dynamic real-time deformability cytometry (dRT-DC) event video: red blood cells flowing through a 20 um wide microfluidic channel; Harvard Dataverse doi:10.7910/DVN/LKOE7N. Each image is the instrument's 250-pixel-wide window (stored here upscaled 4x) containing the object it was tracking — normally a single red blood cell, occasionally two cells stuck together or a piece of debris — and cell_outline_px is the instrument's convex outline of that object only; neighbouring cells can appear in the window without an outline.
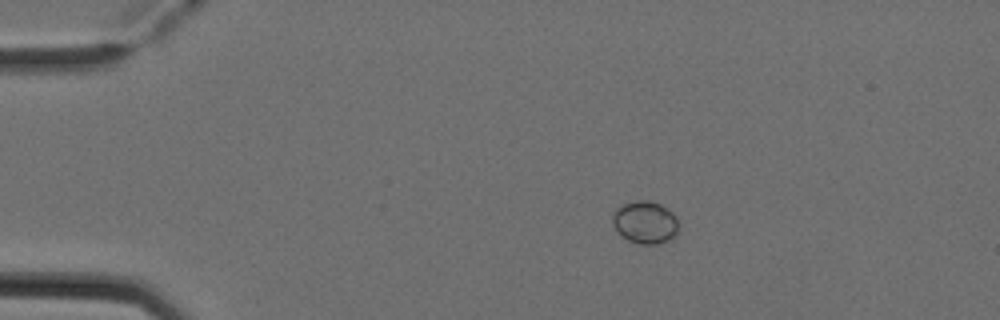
{"species": "Egyptian fruit bat (a non-hibernating species)", "species_latin": "Rousettus aegyptiacus", "temperature_condition": "cold", "stored_images_in_passage": 43, "camera_frame_rate_fps": 3000, "um_per_image_px": 0.085, "animal": {"sex": "female"}, "frame": {"image": 1, "passage_image": 1, "time_ms": 0.0, "image_size_px": [1000, 320], "cell_outline_px": [[676, 236], [668, 240], [656, 244], [640, 244], [628, 240], [616, 232], [612, 224], [612, 216], [616, 208], [624, 204], [636, 200], [648, 200], [660, 204], [668, 208], [676, 216]], "centroid_in_image_um": [54.8, 18.89], "position_along_channel_um": 30.2, "area_um2": 16.42}}
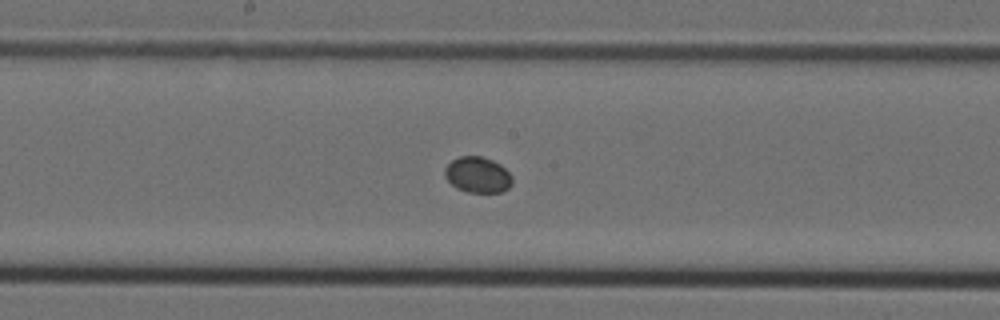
{"frame": {"image": 2, "passage_image": 19, "time_ms": 6.0, "image_size_px": [1000, 320], "cell_outline_px": [[512, 184], [508, 188], [500, 192], [468, 192], [456, 188], [444, 176], [444, 168], [452, 160], [460, 156], [484, 156], [500, 164], [512, 176]], "centroid_in_image_um": [40.59, 14.85], "position_along_channel_um": 207.6, "area_um2": 14.1}}
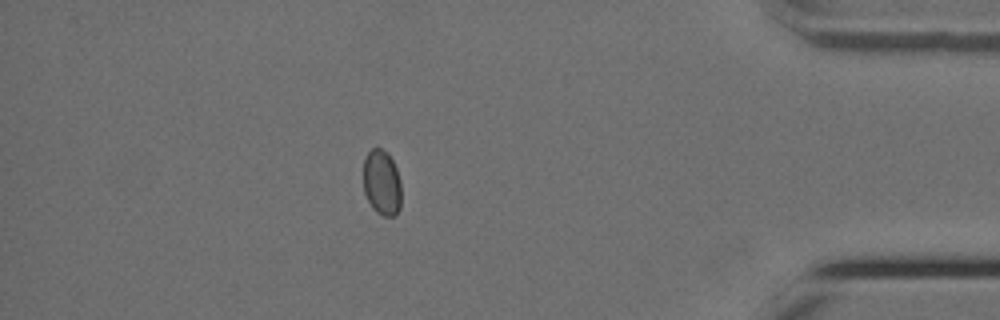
{"frame": {"image": 3, "passage_image": 37, "time_ms": 12.0, "image_size_px": [1000, 320], "cell_outline_px": [[400, 208], [392, 216], [384, 216], [376, 212], [372, 208], [364, 192], [364, 160], [368, 152], [372, 148], [380, 148], [388, 152], [396, 168], [400, 180]], "centroid_in_image_um": [32.45, 15.51], "position_along_channel_um": 402.8, "area_um2": 14.39}}